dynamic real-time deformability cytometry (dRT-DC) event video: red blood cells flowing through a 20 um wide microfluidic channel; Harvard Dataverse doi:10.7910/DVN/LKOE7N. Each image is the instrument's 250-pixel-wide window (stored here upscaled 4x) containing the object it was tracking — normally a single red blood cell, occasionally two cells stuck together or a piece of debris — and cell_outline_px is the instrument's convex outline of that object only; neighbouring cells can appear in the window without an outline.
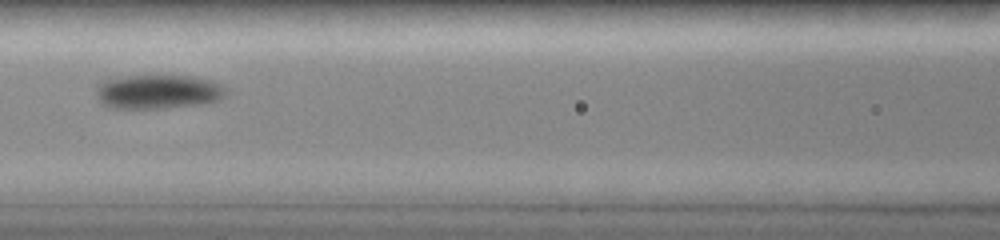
{"species": "common noctule bat (a hibernating species)", "species_latin": "Nyctalus noctula", "temperature_condition": "room temperature", "stored_images_in_passage": 8, "camera_frame_rate_fps": 3000, "um_per_image_px": 0.085, "animal": {"sex": "female", "body_mass_g": 19.0, "forearm_length_mm": 51.5}, "frame": {"image": 1, "passage_image": 7, "time_ms": 6.667, "image_size_px": [1000, 240], "cell_outline_px": [[220, 96], [216, 100], [200, 104], [156, 108], [112, 108], [104, 104], [100, 100], [100, 84], [104, 80], [128, 76], [192, 76], [208, 80], [216, 84], [220, 92]], "centroid_in_image_um": [13.35, 7.8], "position_along_channel_um": 153.3, "area_um2": 24.39}}